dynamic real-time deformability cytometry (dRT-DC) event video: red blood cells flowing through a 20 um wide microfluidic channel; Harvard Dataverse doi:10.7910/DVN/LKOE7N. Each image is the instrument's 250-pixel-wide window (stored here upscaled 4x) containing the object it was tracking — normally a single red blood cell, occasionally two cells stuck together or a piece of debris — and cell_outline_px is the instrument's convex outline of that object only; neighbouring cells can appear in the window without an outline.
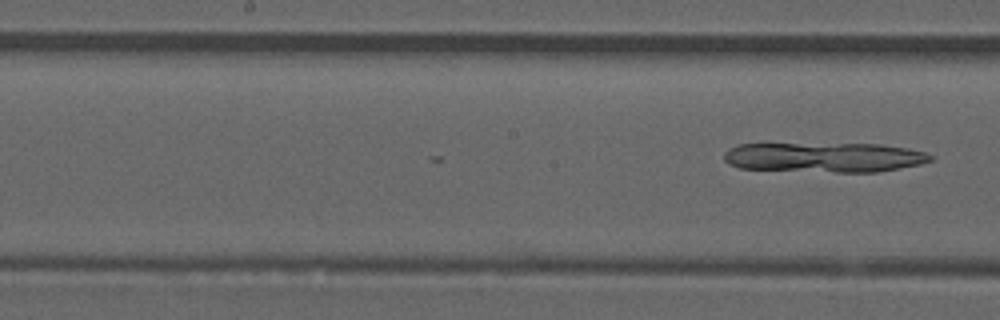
{"species": "common noctule bat (a hibernating species)", "species_latin": "Nyctalus noctula", "temperature_condition": "room temperature", "stored_images_in_passage": 25, "camera_frame_rate_fps": 3000, "um_per_image_px": 0.085, "animal": {"sex": "male", "forearm_length_mm": 52.5}, "frame": {"image": 1, "passage_image": 25, "time_ms": 8.0, "image_size_px": [1000, 320], "cell_outline_px": [[932, 160], [920, 164], [876, 172], [836, 172], [740, 168], [728, 164], [724, 160], [724, 152], [728, 148], [736, 144], [880, 144], [908, 148], [924, 152], [932, 156]], "centroid_in_image_um": [70.03, 13.37], "position_along_channel_um": 178.2, "area_um2": 35.78}}